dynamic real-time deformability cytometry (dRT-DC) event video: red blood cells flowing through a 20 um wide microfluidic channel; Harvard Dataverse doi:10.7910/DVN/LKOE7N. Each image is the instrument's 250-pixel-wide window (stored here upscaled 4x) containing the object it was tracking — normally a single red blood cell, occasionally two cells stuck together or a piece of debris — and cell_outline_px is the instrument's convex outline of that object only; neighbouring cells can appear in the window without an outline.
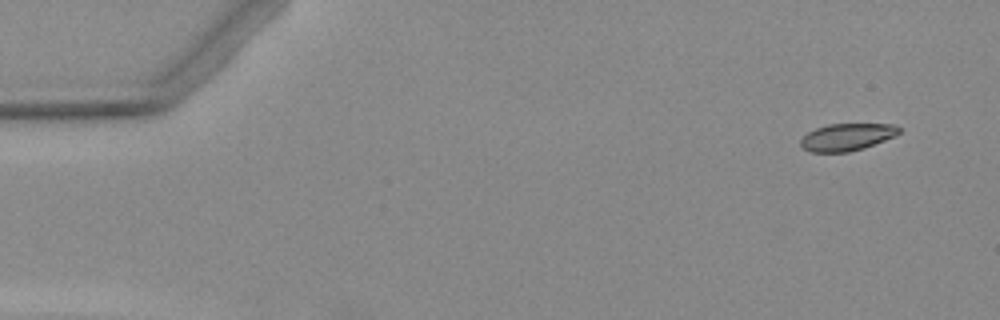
{"species": "Egyptian fruit bat (a non-hibernating species)", "species_latin": "Rousettus aegyptiacus", "temperature_condition": "warm", "stored_images_in_passage": 4, "segment_of_instrument_passage": [2, 2], "camera_frame_rate_fps": 3000, "um_per_image_px": 0.085, "animal": {"sex": "female"}, "frame": {"image": 1, "passage_image": 4, "time_ms": 3.667, "image_size_px": [1000, 320], "cell_outline_px": [[900, 132], [896, 136], [864, 148], [848, 152], [808, 152], [800, 144], [800, 140], [808, 132], [816, 128], [828, 124], [892, 124], [900, 128]], "centroid_in_image_um": [71.99, 11.65], "position_along_channel_um": 13.0, "area_um2": 15.61}}